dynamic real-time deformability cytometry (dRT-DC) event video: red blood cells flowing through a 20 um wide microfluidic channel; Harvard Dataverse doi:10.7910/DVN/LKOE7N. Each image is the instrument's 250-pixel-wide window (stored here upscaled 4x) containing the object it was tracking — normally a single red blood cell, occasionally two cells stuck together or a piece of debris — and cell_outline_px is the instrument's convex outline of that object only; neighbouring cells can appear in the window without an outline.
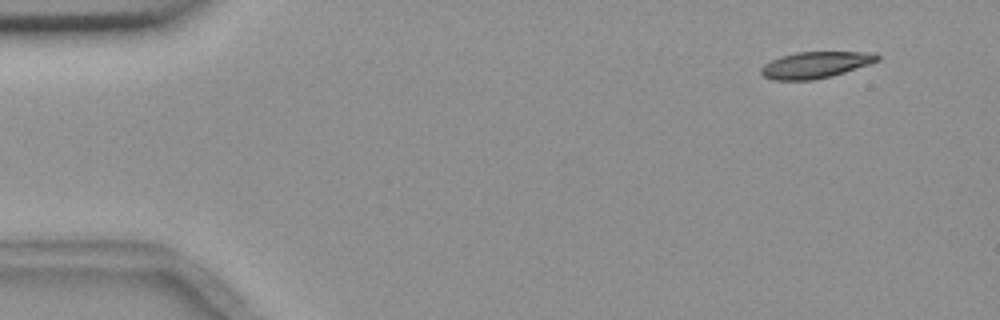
{"species": "common noctule bat (a hibernating species)", "species_latin": "Nyctalus noctula", "temperature_condition": "room temperature", "stored_images_in_passage": 12, "camera_frame_rate_fps": 3000, "um_per_image_px": 0.085, "animal": {"sex": "female", "body_mass_g": 18.4}, "frame": {"image": 1, "passage_image": 1, "time_ms": 0.0, "image_size_px": [1000, 320], "cell_outline_px": [[880, 60], [832, 76], [812, 80], [772, 80], [764, 76], [760, 72], [760, 68], [764, 64], [780, 56], [796, 52], [876, 52], [880, 56]], "centroid_in_image_um": [69.3, 5.51], "position_along_channel_um": 15.7, "area_um2": 17.92}}
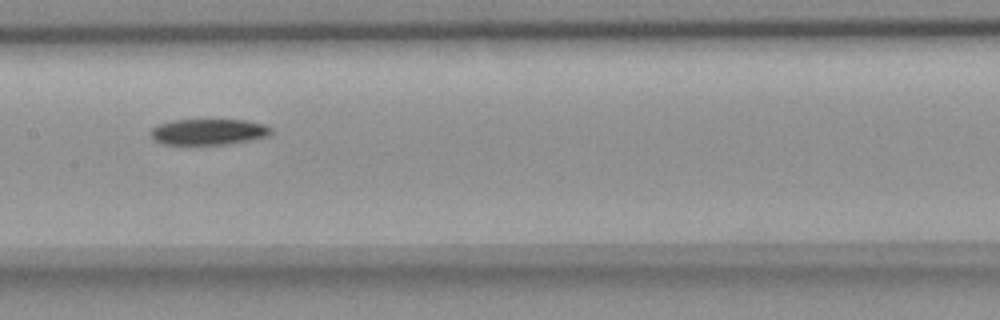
{"frame": {"image": 2, "passage_image": 7, "time_ms": 7.667, "image_size_px": [1000, 320], "cell_outline_px": [[272, 132], [268, 136], [228, 144], [164, 144], [156, 140], [148, 132], [156, 124], [172, 120], [244, 120], [264, 124], [272, 128]], "centroid_in_image_um": [17.7, 11.19], "position_along_channel_um": 189.7, "area_um2": 18.15}}
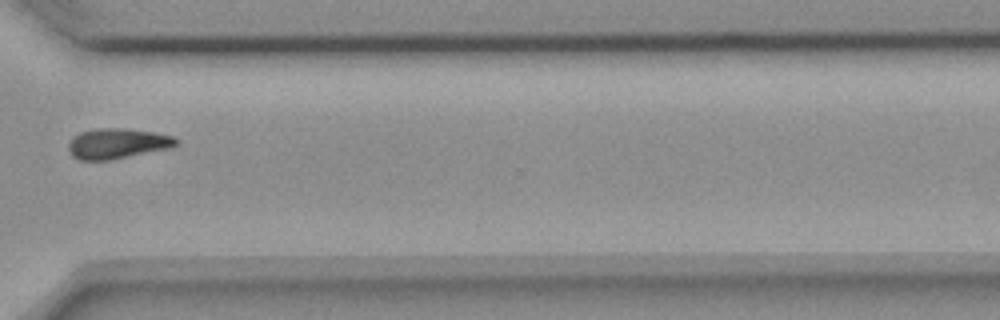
{"frame": {"image": 3, "passage_image": 11, "time_ms": 12.333, "image_size_px": [1000, 320], "cell_outline_px": [[180, 144], [172, 148], [112, 160], [80, 160], [72, 156], [68, 148], [68, 144], [80, 132], [96, 128], [120, 128], [152, 132], [172, 136], [180, 140]], "centroid_in_image_um": [10.03, 12.21], "position_along_channel_um": 360.6, "area_um2": 19.13}}